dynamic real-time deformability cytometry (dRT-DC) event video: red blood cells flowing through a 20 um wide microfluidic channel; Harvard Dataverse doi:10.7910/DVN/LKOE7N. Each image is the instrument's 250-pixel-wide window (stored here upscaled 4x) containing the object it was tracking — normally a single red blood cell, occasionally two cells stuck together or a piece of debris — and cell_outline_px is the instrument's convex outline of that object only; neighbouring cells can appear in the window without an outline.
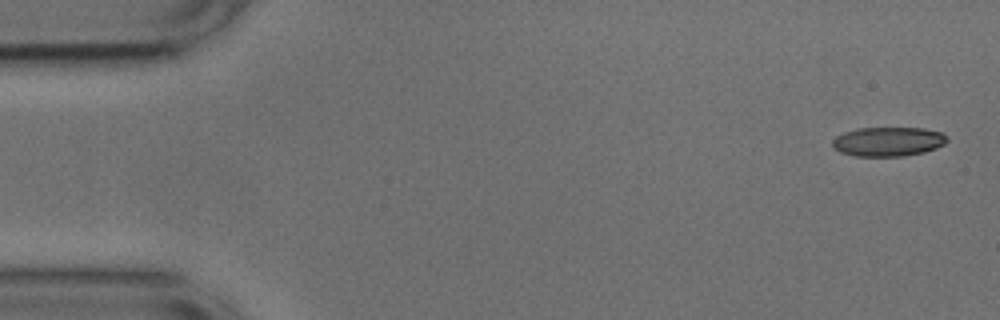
{"species": "common noctule bat (a hibernating species)", "species_latin": "Nyctalus noctula", "temperature_condition": "cold", "stored_images_in_passage": 52, "camera_frame_rate_fps": 3000, "um_per_image_px": 0.085, "animal": {"sex": "male", "body_mass_g": 17.9, "forearm_length_mm": 54.2}, "frame": {"image": 1, "passage_image": 1, "time_ms": 0.0, "image_size_px": [1000, 320], "cell_outline_px": [[948, 140], [944, 144], [936, 148], [924, 152], [904, 156], [856, 156], [840, 152], [832, 144], [832, 140], [836, 136], [844, 132], [856, 128], [924, 128], [940, 132], [948, 136]], "centroid_in_image_um": [75.51, 12.03], "position_along_channel_um": 9.5, "area_um2": 19.59}}
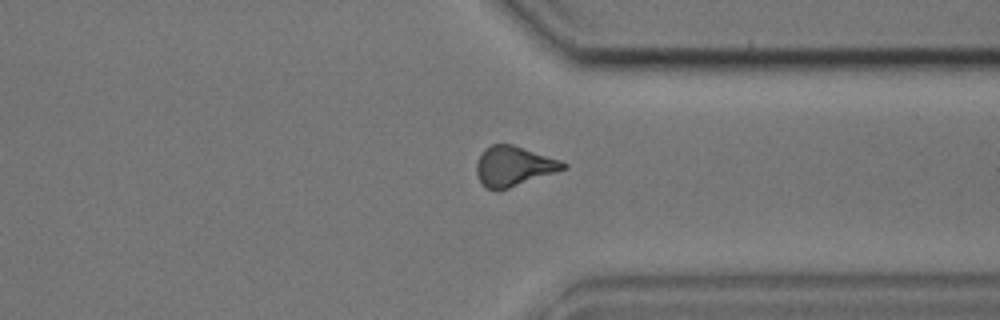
{"frame": {"image": 2, "passage_image": 39, "time_ms": 12.667, "image_size_px": [1000, 320], "cell_outline_px": [[568, 168], [496, 192], [484, 188], [476, 172], [476, 164], [484, 148], [492, 144], [512, 144], [560, 160], [568, 164]], "centroid_in_image_um": [43.64, 14.14], "position_along_channel_um": 367.8, "area_um2": 20.17}}
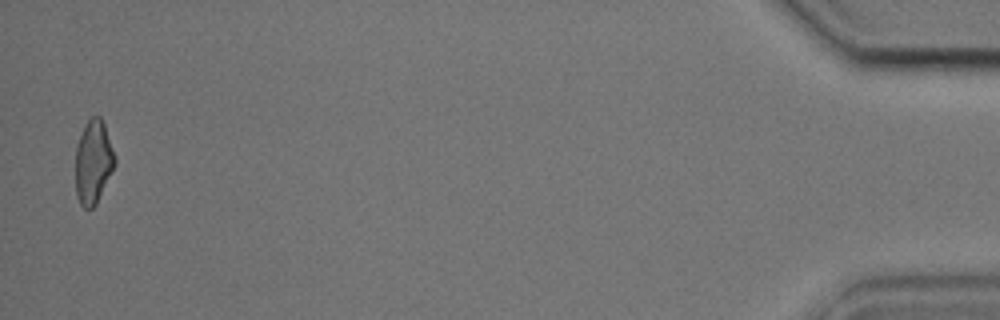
{"frame": {"image": 3, "passage_image": 51, "time_ms": 16.667, "image_size_px": [1000, 320], "cell_outline_px": [[116, 164], [96, 204], [92, 208], [84, 208], [80, 204], [76, 196], [76, 144], [84, 124], [92, 116], [100, 116], [104, 124], [116, 160]], "centroid_in_image_um": [7.92, 13.77], "position_along_channel_um": 427.3, "area_um2": 19.13}, "authors_computed_cell_mechanics": {"area_um2": 20.1144, "velocity_mm_per_s": 3.7643, "shape_relaxation_time_tau1_ms": 7.8413, "shape_relaxation_time_tau2_ms": 2.8614, "deformation_change_tau1": 0.1997, "deformation_change_tau2": 0.1223}}